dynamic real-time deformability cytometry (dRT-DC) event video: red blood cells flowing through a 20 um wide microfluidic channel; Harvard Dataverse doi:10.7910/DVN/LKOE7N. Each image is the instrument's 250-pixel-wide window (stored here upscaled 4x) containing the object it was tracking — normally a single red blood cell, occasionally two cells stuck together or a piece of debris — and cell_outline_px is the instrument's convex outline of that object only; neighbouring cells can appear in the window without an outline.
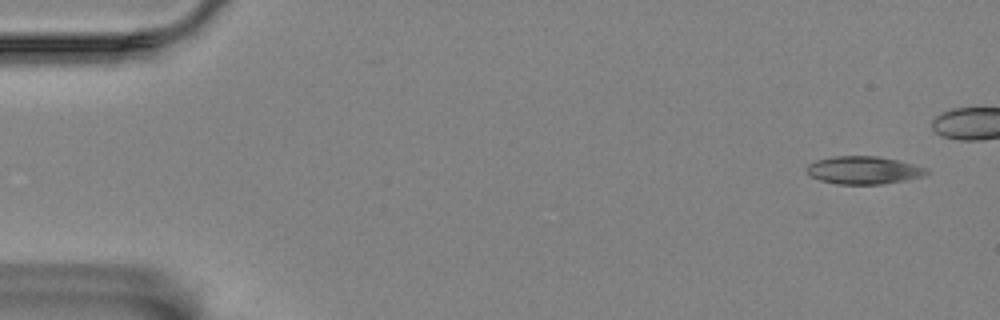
{"species": "Egyptian fruit bat (a non-hibernating species)", "species_latin": "Rousettus aegyptiacus", "temperature_condition": "room temperature", "stored_images_in_passage": 18, "camera_frame_rate_fps": 3000, "um_per_image_px": 0.085, "animal": {"sex": "female"}, "frame": {"image": 1, "passage_image": 1, "time_ms": 0.0, "image_size_px": [1000, 320], "cell_outline_px": [[932, 172], [924, 176], [908, 180], [880, 184], [836, 184], [820, 180], [808, 176], [804, 172], [804, 168], [808, 164], [816, 160], [832, 156], [876, 156], [896, 160], [928, 168]], "centroid_in_image_um": [73.38, 14.47], "position_along_channel_um": 11.6, "area_um2": 19.77}}
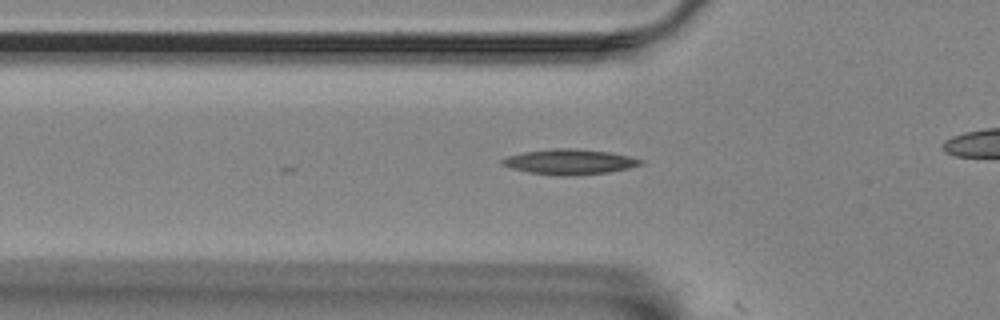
{"frame": {"image": 2, "passage_image": 17, "time_ms": 5.333, "image_size_px": [1000, 320], "cell_outline_px": [[644, 164], [628, 168], [608, 172], [568, 176], [556, 176], [528, 172], [512, 168], [500, 164], [500, 160], [508, 156], [524, 152], [552, 148], [572, 148], [608, 152], [628, 156], [644, 160]], "centroid_in_image_um": [48.4, 13.76], "position_along_channel_um": 77.4, "area_um2": 20.35}}